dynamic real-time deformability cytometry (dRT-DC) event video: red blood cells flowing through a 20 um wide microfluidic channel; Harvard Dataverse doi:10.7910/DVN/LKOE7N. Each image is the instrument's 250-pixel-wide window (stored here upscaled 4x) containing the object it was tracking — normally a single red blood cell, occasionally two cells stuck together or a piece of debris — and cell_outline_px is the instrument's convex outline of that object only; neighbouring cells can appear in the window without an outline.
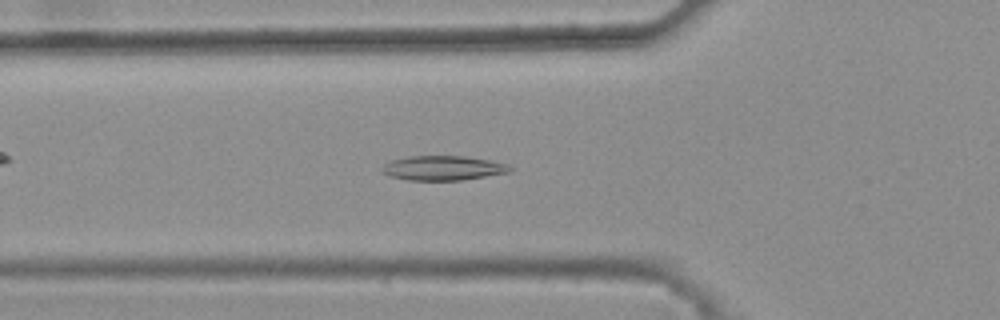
{"species": "common noctule bat (a hibernating species)", "species_latin": "Nyctalus noctula", "temperature_condition": "warm", "stored_images_in_passage": 44, "camera_frame_rate_fps": 3000, "um_per_image_px": 0.085, "animal": {"sex": "female", "body_mass_g": 25.1}, "frame": {"image": 1, "passage_image": 18, "time_ms": 5.667, "image_size_px": [1000, 320], "cell_outline_px": [[516, 168], [512, 172], [460, 180], [408, 180], [388, 176], [380, 172], [380, 168], [384, 164], [392, 160], [408, 156], [464, 156], [492, 160], [508, 164]], "centroid_in_image_um": [37.68, 14.28], "position_along_channel_um": 88.1, "area_um2": 18.61}}
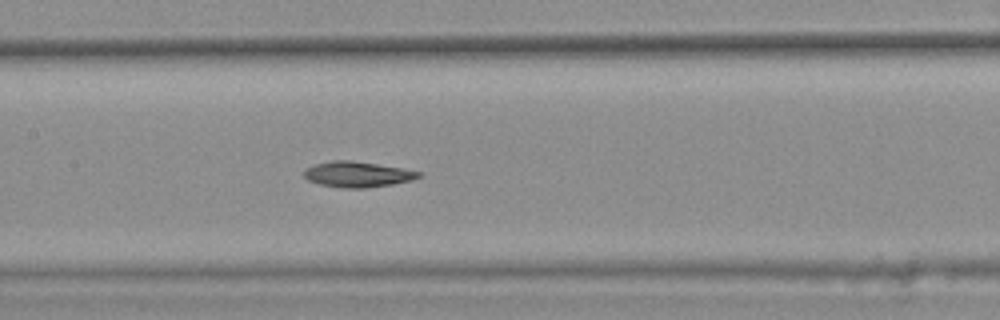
{"frame": {"image": 2, "passage_image": 25, "time_ms": 8.0, "image_size_px": [1000, 320], "cell_outline_px": [[424, 172], [420, 176], [412, 180], [392, 184], [364, 188], [344, 188], [320, 184], [308, 180], [304, 176], [304, 168], [312, 164], [332, 160], [352, 160], [404, 168]], "centroid_in_image_um": [30.38, 14.8], "position_along_channel_um": 177.0, "area_um2": 17.28}}
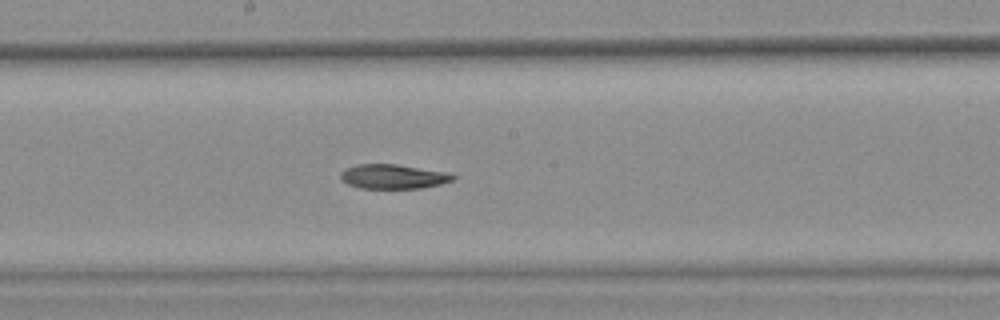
{"frame": {"image": 3, "passage_image": 28, "time_ms": 9.0, "image_size_px": [1000, 320], "cell_outline_px": [[456, 176], [452, 180], [440, 184], [420, 188], [360, 188], [348, 184], [340, 180], [340, 172], [356, 164], [396, 164], [448, 172]], "centroid_in_image_um": [33.4, 15.0], "position_along_channel_um": 214.8, "area_um2": 15.95}}